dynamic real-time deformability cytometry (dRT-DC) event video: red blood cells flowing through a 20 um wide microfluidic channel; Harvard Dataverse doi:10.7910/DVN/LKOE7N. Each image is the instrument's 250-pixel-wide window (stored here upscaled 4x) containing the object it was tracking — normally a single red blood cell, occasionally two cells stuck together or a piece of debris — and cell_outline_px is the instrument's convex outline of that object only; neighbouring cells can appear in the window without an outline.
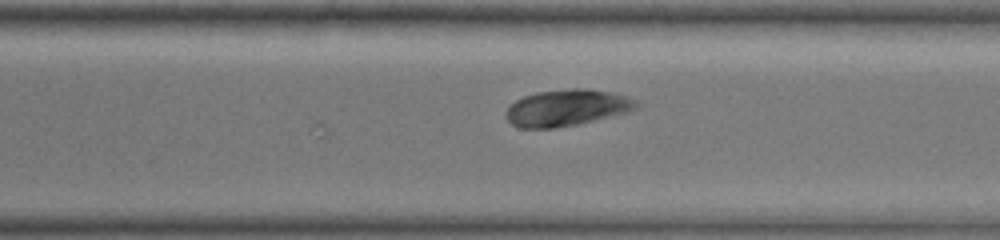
{"species": "common noctule bat (a hibernating species)", "species_latin": "Nyctalus noctula", "temperature_condition": "warm", "stored_images_in_passage": 21, "camera_frame_rate_fps": 3000, "um_per_image_px": 0.085, "animal": {"sex": "female", "body_mass_g": 19.0, "forearm_length_mm": 51.5}, "frame": {"image": 1, "passage_image": 21, "time_ms": 6.667, "image_size_px": [1000, 240], "cell_outline_px": [[636, 108], [628, 112], [576, 124], [556, 128], [520, 128], [512, 124], [508, 120], [508, 108], [516, 100], [524, 96], [536, 92], [572, 88], [588, 88], [616, 92], [628, 96], [636, 100]], "centroid_in_image_um": [48.22, 9.14], "position_along_channel_um": 322.4, "area_um2": 27.57}}